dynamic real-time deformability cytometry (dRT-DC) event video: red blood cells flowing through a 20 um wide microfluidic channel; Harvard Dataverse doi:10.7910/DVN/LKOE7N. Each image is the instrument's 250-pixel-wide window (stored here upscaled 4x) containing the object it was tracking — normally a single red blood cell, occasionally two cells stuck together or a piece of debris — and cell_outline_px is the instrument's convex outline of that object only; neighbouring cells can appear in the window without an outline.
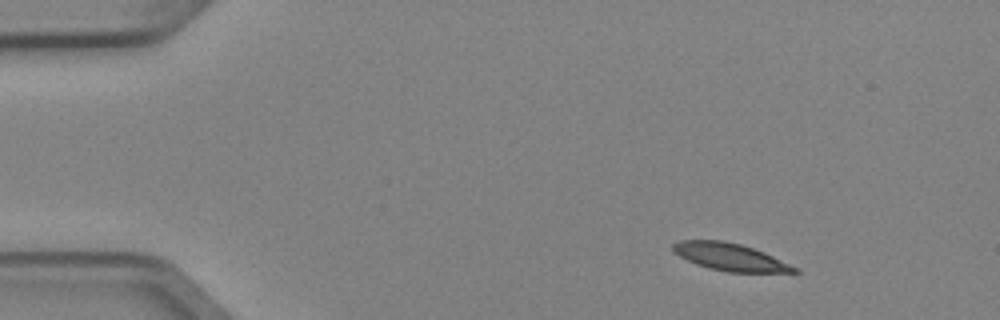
{"species": "Egyptian fruit bat (a non-hibernating species)", "species_latin": "Rousettus aegyptiacus", "temperature_condition": "cold", "stored_images_in_passage": 3, "camera_frame_rate_fps": 3000, "um_per_image_px": 0.085, "animal": {"sex": "female"}, "frame": {"image": 1, "passage_image": 1, "time_ms": 0.0, "image_size_px": [1000, 320], "cell_outline_px": [[800, 272], [728, 272], [696, 264], [672, 252], [672, 244], [680, 240], [724, 240], [740, 244], [764, 252], [800, 268]], "centroid_in_image_um": [62.07, 21.83], "position_along_channel_um": 22.9, "area_um2": 19.31}}